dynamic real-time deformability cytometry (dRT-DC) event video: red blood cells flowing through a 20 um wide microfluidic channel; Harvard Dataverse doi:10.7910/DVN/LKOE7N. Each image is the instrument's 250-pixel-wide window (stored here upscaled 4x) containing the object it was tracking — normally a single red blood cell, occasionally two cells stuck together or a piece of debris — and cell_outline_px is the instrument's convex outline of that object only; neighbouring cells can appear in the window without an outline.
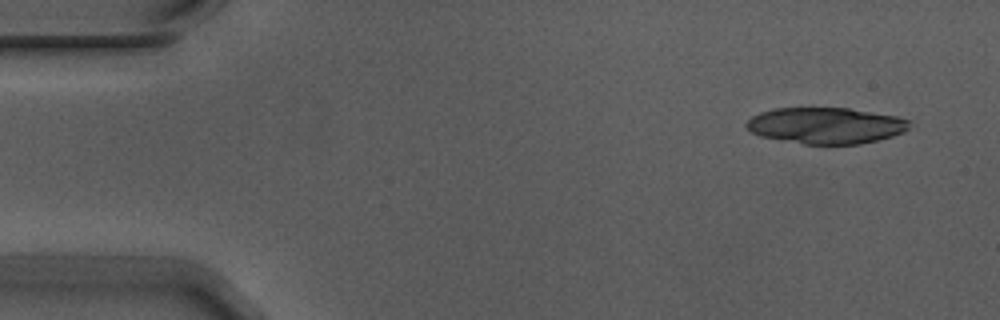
{"species": "Egyptian fruit bat (a non-hibernating species)", "species_latin": "Rousettus aegyptiacus", "temperature_condition": "warm", "stored_images_in_passage": 5, "camera_frame_rate_fps": 3000, "um_per_image_px": 0.085, "animal": {"sex": "male"}, "frame": {"image": 1, "passage_image": 1, "time_ms": 0.0, "image_size_px": [1000, 320], "cell_outline_px": [[908, 128], [904, 132], [892, 136], [860, 144], [804, 144], [760, 136], [752, 132], [744, 124], [752, 116], [760, 112], [776, 108], [848, 108], [896, 116], [908, 120]], "centroid_in_image_um": [70.17, 10.67], "position_along_channel_um": 14.8, "area_um2": 34.16}}